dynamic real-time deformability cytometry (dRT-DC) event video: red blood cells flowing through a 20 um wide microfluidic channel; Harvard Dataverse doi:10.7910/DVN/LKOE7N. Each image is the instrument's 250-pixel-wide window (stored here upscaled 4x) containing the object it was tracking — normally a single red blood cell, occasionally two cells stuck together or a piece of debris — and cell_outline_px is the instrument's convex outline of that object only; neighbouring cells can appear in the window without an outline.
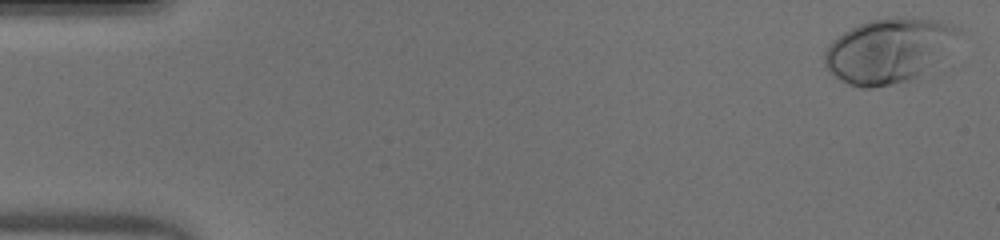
{"species": "human", "species_latin": "Homo sapiens", "temperature_condition": "warm", "stored_images_in_passage": 44, "camera_frame_rate_fps": 3000, "um_per_image_px": 0.085, "donor": {"sex": "male"}, "frame": {"image": 1, "passage_image": 2, "time_ms": 0.333, "image_size_px": [1000, 240], "cell_outline_px": [[960, 28], [916, 76], [908, 80], [872, 88], [864, 88], [848, 84], [832, 76], [828, 72], [824, 64], [824, 52], [832, 40], [844, 32], [868, 20], [888, 16], [896, 16], [936, 20]], "centroid_in_image_um": [75.29, 4.27], "position_along_channel_um": 9.7, "area_um2": 48.09}}
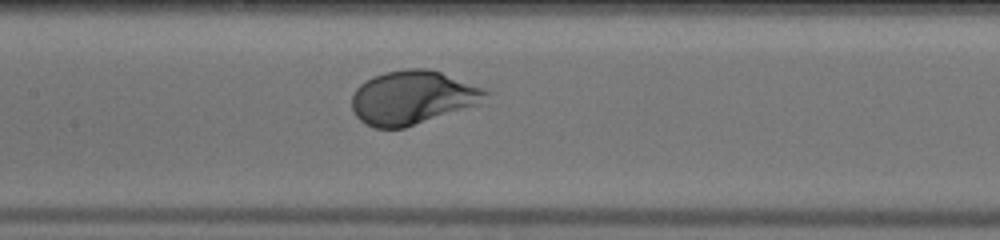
{"frame": {"image": 2, "passage_image": 25, "time_ms": 8.0, "image_size_px": [1000, 240], "cell_outline_px": [[496, 92], [480, 104], [404, 128], [372, 128], [364, 124], [356, 116], [352, 108], [352, 92], [364, 80], [372, 76], [384, 72], [408, 68], [428, 68], [440, 72]], "centroid_in_image_um": [35.09, 8.29], "position_along_channel_um": 172.3, "area_um2": 42.48}}
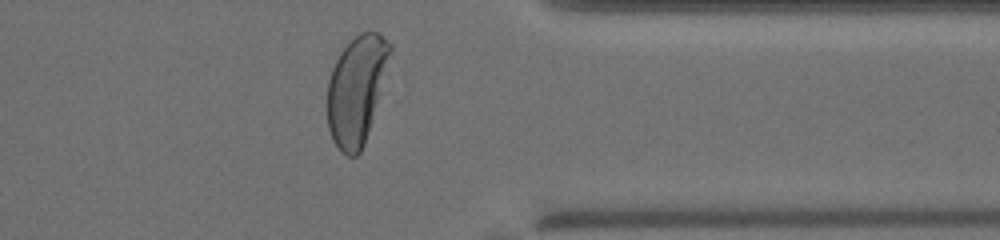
{"frame": {"image": 3, "passage_image": 41, "time_ms": 13.333, "image_size_px": [1000, 240], "cell_outline_px": [[392, 48], [364, 144], [360, 152], [356, 156], [348, 156], [340, 152], [332, 140], [328, 128], [328, 80], [332, 68], [340, 52], [360, 32], [380, 32], [392, 44]], "centroid_in_image_um": [30.28, 7.63], "position_along_channel_um": 381.1, "area_um2": 38.78}, "authors_computed_cell_mechanics": {"area_um2": 42.3674, "velocity_mm_per_s": 4.0799, "shape_relaxation_time_tau1_ms": 2.2714, "shape_relaxation_time_tau2_ms": null, "deformation_change_tau1": 0.2172, "deformation_change_tau2": null}}